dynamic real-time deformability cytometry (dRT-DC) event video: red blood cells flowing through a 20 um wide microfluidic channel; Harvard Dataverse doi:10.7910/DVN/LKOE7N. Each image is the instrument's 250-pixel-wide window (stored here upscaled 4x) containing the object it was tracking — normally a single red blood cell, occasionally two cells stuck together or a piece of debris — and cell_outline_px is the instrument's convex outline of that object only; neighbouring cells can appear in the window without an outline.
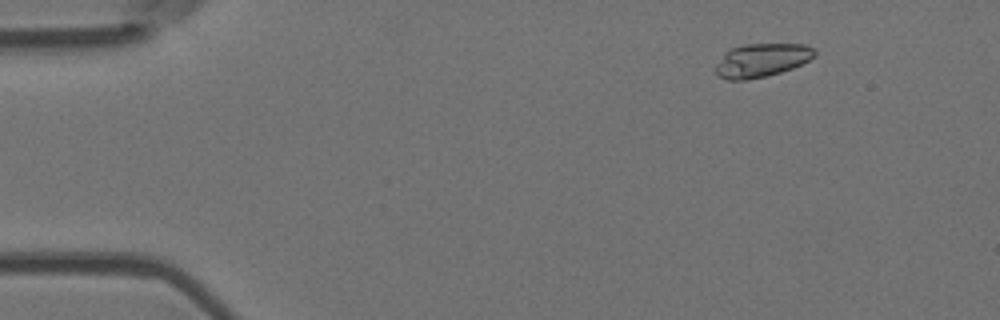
{"species": "Egyptian fruit bat (a non-hibernating species)", "species_latin": "Rousettus aegyptiacus", "temperature_condition": "room temperature", "stored_images_in_passage": 6, "camera_frame_rate_fps": 3000, "um_per_image_px": 0.085, "animal": {"sex": "female"}, "frame": {"image": 1, "passage_image": 2, "time_ms": 0.333, "image_size_px": [1000, 320], "cell_outline_px": [[816, 56], [792, 68], [780, 72], [748, 80], [728, 80], [720, 76], [716, 72], [716, 64], [724, 52], [732, 48], [748, 44], [804, 44], [816, 48]], "centroid_in_image_um": [64.75, 5.11], "position_along_channel_um": 20.2, "area_um2": 19.25}}
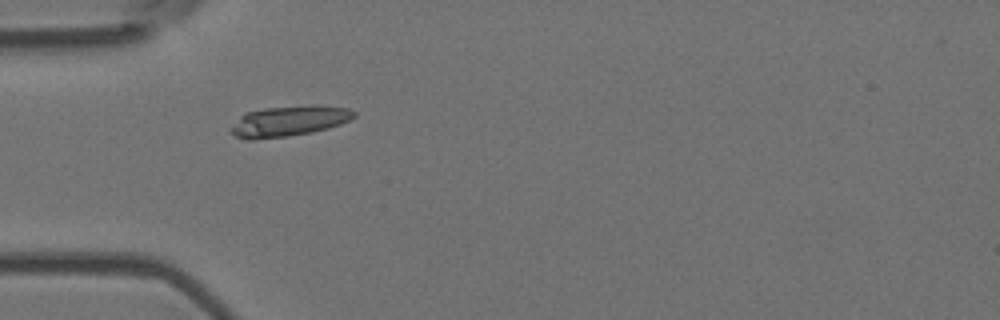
{"frame": {"image": 2, "passage_image": 5, "time_ms": 1.333, "image_size_px": [1000, 320], "cell_outline_px": [[356, 116], [340, 124], [328, 128], [312, 132], [288, 136], [252, 140], [248, 140], [236, 136], [228, 128], [244, 112], [264, 108], [348, 108], [356, 112]], "centroid_in_image_um": [24.44, 10.35], "position_along_channel_um": 60.6, "area_um2": 20.92}}
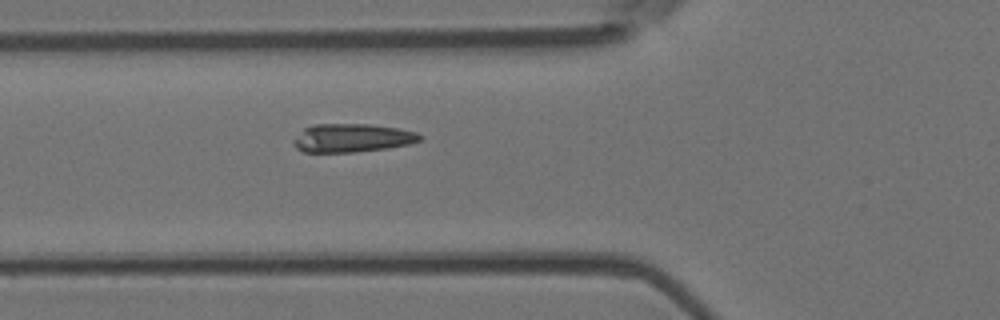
{"frame": {"image": 3, "passage_image": 6, "time_ms": 1.667, "image_size_px": [1000, 320], "cell_outline_px": [[424, 136], [420, 140], [408, 144], [388, 148], [356, 152], [304, 152], [296, 148], [292, 144], [292, 140], [304, 128], [316, 124], [368, 124], [396, 128], [416, 132]], "centroid_in_image_um": [29.9, 11.73], "position_along_channel_um": 95.9, "area_um2": 20.92}}